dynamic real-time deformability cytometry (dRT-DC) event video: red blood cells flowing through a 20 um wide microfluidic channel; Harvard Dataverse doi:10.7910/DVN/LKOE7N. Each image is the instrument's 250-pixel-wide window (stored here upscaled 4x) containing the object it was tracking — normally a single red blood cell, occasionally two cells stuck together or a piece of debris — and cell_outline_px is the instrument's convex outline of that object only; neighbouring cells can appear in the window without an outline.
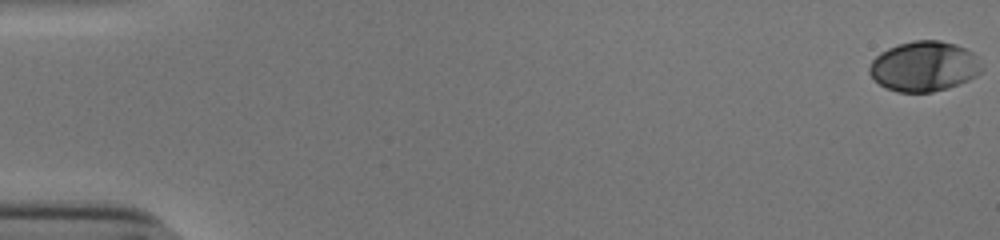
{"species": "human", "species_latin": "Homo sapiens", "temperature_condition": "cold", "stored_images_in_passage": 55, "camera_frame_rate_fps": 3000, "um_per_image_px": 0.085, "donor": {"sex": "male"}, "frame": {"image": 1, "passage_image": 1, "time_ms": 0.0, "image_size_px": [1000, 240], "cell_outline_px": [[984, 68], [976, 76], [960, 84], [948, 88], [932, 92], [896, 92], [880, 84], [868, 72], [868, 68], [872, 60], [880, 52], [888, 48], [912, 40], [940, 40], [956, 44], [972, 52], [976, 56]], "centroid_in_image_um": [78.56, 5.64], "position_along_channel_um": 6.4, "area_um2": 32.89}}
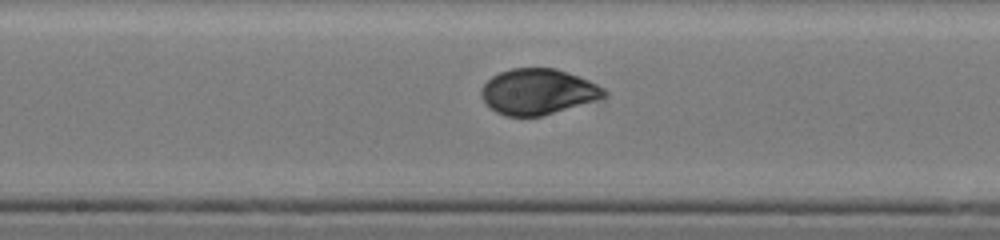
{"frame": {"image": 2, "passage_image": 30, "time_ms": 9.667, "image_size_px": [1000, 240], "cell_outline_px": [[608, 96], [540, 116], [504, 116], [496, 112], [480, 96], [480, 88], [492, 76], [500, 72], [512, 68], [556, 68], [588, 80], [604, 88], [608, 92]], "centroid_in_image_um": [45.7, 7.78], "position_along_channel_um": 202.5, "area_um2": 32.37}}
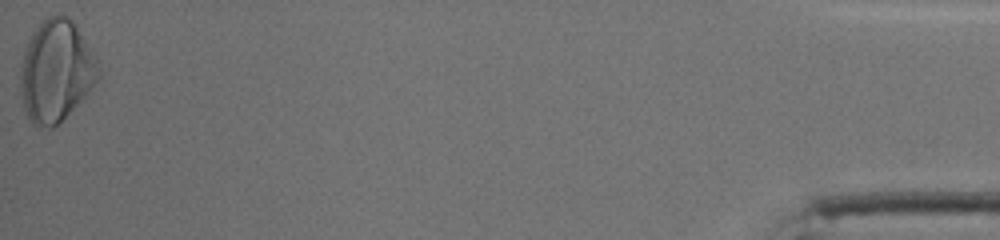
{"frame": {"image": 3, "passage_image": 55, "time_ms": 18.0, "image_size_px": [1000, 240], "cell_outline_px": [[100, 80], [52, 128], [36, 128], [28, 120], [24, 108], [20, 92], [20, 68], [24, 52], [28, 40], [40, 24], [48, 16], [56, 12], [68, 16], [76, 24], [92, 52], [100, 68]], "centroid_in_image_um": [4.75, 6.03], "position_along_channel_um": 430.4, "area_um2": 46.18}, "authors_computed_cell_mechanics": {"area_um2": 32.7726, "velocity_mm_per_s": 3.8381, "shape_relaxation_time_tau1_ms": 4.5388, "shape_relaxation_time_tau2_ms": 0.9484, "deformation_change_tau1": 0.1661, "deformation_change_tau2": 0.037}}